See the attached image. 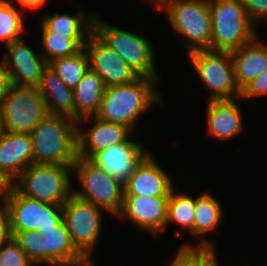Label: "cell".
Returning <instances> with one entry per match:
<instances>
[{"mask_svg": "<svg viewBox=\"0 0 267 266\" xmlns=\"http://www.w3.org/2000/svg\"><path fill=\"white\" fill-rule=\"evenodd\" d=\"M158 83L160 81L156 79L139 76L131 83L106 87L95 117L127 126L134 132L142 114L148 112L151 106L164 103Z\"/></svg>", "mask_w": 267, "mask_h": 266, "instance_id": "6da1fadb", "label": "cell"}, {"mask_svg": "<svg viewBox=\"0 0 267 266\" xmlns=\"http://www.w3.org/2000/svg\"><path fill=\"white\" fill-rule=\"evenodd\" d=\"M77 122L48 115L30 133L33 163L73 165L77 158Z\"/></svg>", "mask_w": 267, "mask_h": 266, "instance_id": "7a4b0ae2", "label": "cell"}, {"mask_svg": "<svg viewBox=\"0 0 267 266\" xmlns=\"http://www.w3.org/2000/svg\"><path fill=\"white\" fill-rule=\"evenodd\" d=\"M211 50L232 52L251 42L258 34L248 18L242 0H209Z\"/></svg>", "mask_w": 267, "mask_h": 266, "instance_id": "3957f363", "label": "cell"}, {"mask_svg": "<svg viewBox=\"0 0 267 266\" xmlns=\"http://www.w3.org/2000/svg\"><path fill=\"white\" fill-rule=\"evenodd\" d=\"M95 14L93 20V32L136 72L138 76L156 79L161 78L157 73L155 47L145 37L134 31L123 30L100 20Z\"/></svg>", "mask_w": 267, "mask_h": 266, "instance_id": "277c9868", "label": "cell"}, {"mask_svg": "<svg viewBox=\"0 0 267 266\" xmlns=\"http://www.w3.org/2000/svg\"><path fill=\"white\" fill-rule=\"evenodd\" d=\"M73 165L33 163L14 181L23 196L63 205L73 195Z\"/></svg>", "mask_w": 267, "mask_h": 266, "instance_id": "5b68a950", "label": "cell"}, {"mask_svg": "<svg viewBox=\"0 0 267 266\" xmlns=\"http://www.w3.org/2000/svg\"><path fill=\"white\" fill-rule=\"evenodd\" d=\"M164 11L176 33L185 37L187 53L211 50L212 21L209 0H172Z\"/></svg>", "mask_w": 267, "mask_h": 266, "instance_id": "8992f818", "label": "cell"}, {"mask_svg": "<svg viewBox=\"0 0 267 266\" xmlns=\"http://www.w3.org/2000/svg\"><path fill=\"white\" fill-rule=\"evenodd\" d=\"M72 169L73 178L81 187L80 191L73 190V194L117 217L123 206V184L89 159L77 156Z\"/></svg>", "mask_w": 267, "mask_h": 266, "instance_id": "52a82bcc", "label": "cell"}, {"mask_svg": "<svg viewBox=\"0 0 267 266\" xmlns=\"http://www.w3.org/2000/svg\"><path fill=\"white\" fill-rule=\"evenodd\" d=\"M1 111L4 132L30 134L49 115L47 103L38 87L12 84Z\"/></svg>", "mask_w": 267, "mask_h": 266, "instance_id": "ba28073f", "label": "cell"}, {"mask_svg": "<svg viewBox=\"0 0 267 266\" xmlns=\"http://www.w3.org/2000/svg\"><path fill=\"white\" fill-rule=\"evenodd\" d=\"M187 55L197 77L210 90L208 101L241 98L231 52L197 50Z\"/></svg>", "mask_w": 267, "mask_h": 266, "instance_id": "9c48e42d", "label": "cell"}, {"mask_svg": "<svg viewBox=\"0 0 267 266\" xmlns=\"http://www.w3.org/2000/svg\"><path fill=\"white\" fill-rule=\"evenodd\" d=\"M63 220L76 249L94 266L93 251L99 243L103 226V209L74 194L62 205Z\"/></svg>", "mask_w": 267, "mask_h": 266, "instance_id": "30bf717a", "label": "cell"}, {"mask_svg": "<svg viewBox=\"0 0 267 266\" xmlns=\"http://www.w3.org/2000/svg\"><path fill=\"white\" fill-rule=\"evenodd\" d=\"M10 232L27 230L47 232L63 221L62 205L38 201L13 188L7 200Z\"/></svg>", "mask_w": 267, "mask_h": 266, "instance_id": "8fae6325", "label": "cell"}, {"mask_svg": "<svg viewBox=\"0 0 267 266\" xmlns=\"http://www.w3.org/2000/svg\"><path fill=\"white\" fill-rule=\"evenodd\" d=\"M91 126H85L87 122ZM83 125V126H82ZM133 131L127 126L107 122L97 117H88L77 121V156L90 159L100 150L126 142Z\"/></svg>", "mask_w": 267, "mask_h": 266, "instance_id": "7c38bea8", "label": "cell"}, {"mask_svg": "<svg viewBox=\"0 0 267 266\" xmlns=\"http://www.w3.org/2000/svg\"><path fill=\"white\" fill-rule=\"evenodd\" d=\"M89 68L97 73L105 86L128 84L139 76L113 49L107 46L94 32L85 45Z\"/></svg>", "mask_w": 267, "mask_h": 266, "instance_id": "4fadbf2b", "label": "cell"}, {"mask_svg": "<svg viewBox=\"0 0 267 266\" xmlns=\"http://www.w3.org/2000/svg\"><path fill=\"white\" fill-rule=\"evenodd\" d=\"M169 197L124 196L120 221L128 219L142 231L152 236L165 232Z\"/></svg>", "mask_w": 267, "mask_h": 266, "instance_id": "5bb4252c", "label": "cell"}, {"mask_svg": "<svg viewBox=\"0 0 267 266\" xmlns=\"http://www.w3.org/2000/svg\"><path fill=\"white\" fill-rule=\"evenodd\" d=\"M5 48L1 63L10 74L12 84L37 87L48 65L41 53H36L23 38L12 41Z\"/></svg>", "mask_w": 267, "mask_h": 266, "instance_id": "9a60e30c", "label": "cell"}, {"mask_svg": "<svg viewBox=\"0 0 267 266\" xmlns=\"http://www.w3.org/2000/svg\"><path fill=\"white\" fill-rule=\"evenodd\" d=\"M132 137L134 138L131 136L126 142L100 150L89 160L124 184L150 154L143 143L134 142Z\"/></svg>", "mask_w": 267, "mask_h": 266, "instance_id": "2e32d148", "label": "cell"}, {"mask_svg": "<svg viewBox=\"0 0 267 266\" xmlns=\"http://www.w3.org/2000/svg\"><path fill=\"white\" fill-rule=\"evenodd\" d=\"M173 181L150 153L123 184L124 196L170 197Z\"/></svg>", "mask_w": 267, "mask_h": 266, "instance_id": "e0dca14e", "label": "cell"}, {"mask_svg": "<svg viewBox=\"0 0 267 266\" xmlns=\"http://www.w3.org/2000/svg\"><path fill=\"white\" fill-rule=\"evenodd\" d=\"M207 135L210 139L230 141L245 129L237 99L207 100Z\"/></svg>", "mask_w": 267, "mask_h": 266, "instance_id": "ac0fdd59", "label": "cell"}, {"mask_svg": "<svg viewBox=\"0 0 267 266\" xmlns=\"http://www.w3.org/2000/svg\"><path fill=\"white\" fill-rule=\"evenodd\" d=\"M42 235L43 266H94L72 243L64 220Z\"/></svg>", "mask_w": 267, "mask_h": 266, "instance_id": "d6986e66", "label": "cell"}, {"mask_svg": "<svg viewBox=\"0 0 267 266\" xmlns=\"http://www.w3.org/2000/svg\"><path fill=\"white\" fill-rule=\"evenodd\" d=\"M33 164L30 134L2 132L0 135V172L15 181Z\"/></svg>", "mask_w": 267, "mask_h": 266, "instance_id": "ffe728a7", "label": "cell"}, {"mask_svg": "<svg viewBox=\"0 0 267 266\" xmlns=\"http://www.w3.org/2000/svg\"><path fill=\"white\" fill-rule=\"evenodd\" d=\"M223 209L219 200L210 192H202L195 196V216L193 221V236L199 238L195 245L183 243L180 247L216 248L214 240L208 236L215 232L222 224ZM207 236V237H206Z\"/></svg>", "mask_w": 267, "mask_h": 266, "instance_id": "44dd1931", "label": "cell"}, {"mask_svg": "<svg viewBox=\"0 0 267 266\" xmlns=\"http://www.w3.org/2000/svg\"><path fill=\"white\" fill-rule=\"evenodd\" d=\"M259 36L231 52L235 81L240 91L267 67V44L261 43Z\"/></svg>", "mask_w": 267, "mask_h": 266, "instance_id": "7402d4cb", "label": "cell"}, {"mask_svg": "<svg viewBox=\"0 0 267 266\" xmlns=\"http://www.w3.org/2000/svg\"><path fill=\"white\" fill-rule=\"evenodd\" d=\"M44 97L50 115H60L75 121L73 89L67 87L48 64L37 86Z\"/></svg>", "mask_w": 267, "mask_h": 266, "instance_id": "603a6c76", "label": "cell"}, {"mask_svg": "<svg viewBox=\"0 0 267 266\" xmlns=\"http://www.w3.org/2000/svg\"><path fill=\"white\" fill-rule=\"evenodd\" d=\"M105 89L103 79L89 68L73 89L76 122L97 115Z\"/></svg>", "mask_w": 267, "mask_h": 266, "instance_id": "cb8c5ba5", "label": "cell"}, {"mask_svg": "<svg viewBox=\"0 0 267 266\" xmlns=\"http://www.w3.org/2000/svg\"><path fill=\"white\" fill-rule=\"evenodd\" d=\"M79 8L76 14L54 12L51 15H43L41 23L51 32L67 35V38H88L93 32L94 13H88Z\"/></svg>", "mask_w": 267, "mask_h": 266, "instance_id": "d4e9b609", "label": "cell"}, {"mask_svg": "<svg viewBox=\"0 0 267 266\" xmlns=\"http://www.w3.org/2000/svg\"><path fill=\"white\" fill-rule=\"evenodd\" d=\"M40 47H43L41 55L47 63L56 58L70 56L80 52L86 45L88 38H67V35H60L49 31L41 23Z\"/></svg>", "mask_w": 267, "mask_h": 266, "instance_id": "484cf974", "label": "cell"}, {"mask_svg": "<svg viewBox=\"0 0 267 266\" xmlns=\"http://www.w3.org/2000/svg\"><path fill=\"white\" fill-rule=\"evenodd\" d=\"M48 64L67 87L74 89L89 69V57L83 48L76 54L56 58Z\"/></svg>", "mask_w": 267, "mask_h": 266, "instance_id": "4316f807", "label": "cell"}, {"mask_svg": "<svg viewBox=\"0 0 267 266\" xmlns=\"http://www.w3.org/2000/svg\"><path fill=\"white\" fill-rule=\"evenodd\" d=\"M195 216V197L177 193L175 189L171 192L168 200L167 221L165 231L168 225L173 222L183 230H187L193 235V221Z\"/></svg>", "mask_w": 267, "mask_h": 266, "instance_id": "83f0119b", "label": "cell"}, {"mask_svg": "<svg viewBox=\"0 0 267 266\" xmlns=\"http://www.w3.org/2000/svg\"><path fill=\"white\" fill-rule=\"evenodd\" d=\"M21 14L15 3L0 0V41L4 46L24 35L26 26Z\"/></svg>", "mask_w": 267, "mask_h": 266, "instance_id": "f1b7e54d", "label": "cell"}, {"mask_svg": "<svg viewBox=\"0 0 267 266\" xmlns=\"http://www.w3.org/2000/svg\"><path fill=\"white\" fill-rule=\"evenodd\" d=\"M217 249L178 247L169 266H209L217 258Z\"/></svg>", "mask_w": 267, "mask_h": 266, "instance_id": "f546056e", "label": "cell"}, {"mask_svg": "<svg viewBox=\"0 0 267 266\" xmlns=\"http://www.w3.org/2000/svg\"><path fill=\"white\" fill-rule=\"evenodd\" d=\"M10 233L29 259L36 266H43V235L34 230Z\"/></svg>", "mask_w": 267, "mask_h": 266, "instance_id": "4dcf8cb0", "label": "cell"}, {"mask_svg": "<svg viewBox=\"0 0 267 266\" xmlns=\"http://www.w3.org/2000/svg\"><path fill=\"white\" fill-rule=\"evenodd\" d=\"M0 266H36L21 249L19 244L10 237L0 245Z\"/></svg>", "mask_w": 267, "mask_h": 266, "instance_id": "1f68e13d", "label": "cell"}, {"mask_svg": "<svg viewBox=\"0 0 267 266\" xmlns=\"http://www.w3.org/2000/svg\"><path fill=\"white\" fill-rule=\"evenodd\" d=\"M246 14L250 21L257 27L267 24V0H242Z\"/></svg>", "mask_w": 267, "mask_h": 266, "instance_id": "d6a6232c", "label": "cell"}, {"mask_svg": "<svg viewBox=\"0 0 267 266\" xmlns=\"http://www.w3.org/2000/svg\"><path fill=\"white\" fill-rule=\"evenodd\" d=\"M267 94V67L242 91L240 99H249Z\"/></svg>", "mask_w": 267, "mask_h": 266, "instance_id": "836d02e7", "label": "cell"}, {"mask_svg": "<svg viewBox=\"0 0 267 266\" xmlns=\"http://www.w3.org/2000/svg\"><path fill=\"white\" fill-rule=\"evenodd\" d=\"M11 237L7 201L0 202V245Z\"/></svg>", "mask_w": 267, "mask_h": 266, "instance_id": "e575fe53", "label": "cell"}, {"mask_svg": "<svg viewBox=\"0 0 267 266\" xmlns=\"http://www.w3.org/2000/svg\"><path fill=\"white\" fill-rule=\"evenodd\" d=\"M11 85L12 82L10 74L5 66L0 62V109Z\"/></svg>", "mask_w": 267, "mask_h": 266, "instance_id": "d590c367", "label": "cell"}, {"mask_svg": "<svg viewBox=\"0 0 267 266\" xmlns=\"http://www.w3.org/2000/svg\"><path fill=\"white\" fill-rule=\"evenodd\" d=\"M14 188V181L3 172H0V202L7 201Z\"/></svg>", "mask_w": 267, "mask_h": 266, "instance_id": "8d00e7d4", "label": "cell"}, {"mask_svg": "<svg viewBox=\"0 0 267 266\" xmlns=\"http://www.w3.org/2000/svg\"><path fill=\"white\" fill-rule=\"evenodd\" d=\"M8 1L13 2L12 0ZM15 1L17 2L16 5L20 4L22 8L25 9L27 8L33 11L42 8L47 2V0H15Z\"/></svg>", "mask_w": 267, "mask_h": 266, "instance_id": "74e56055", "label": "cell"}, {"mask_svg": "<svg viewBox=\"0 0 267 266\" xmlns=\"http://www.w3.org/2000/svg\"><path fill=\"white\" fill-rule=\"evenodd\" d=\"M149 4H152L155 8L160 9L167 4L168 2L172 1V0H144Z\"/></svg>", "mask_w": 267, "mask_h": 266, "instance_id": "f35d334b", "label": "cell"}, {"mask_svg": "<svg viewBox=\"0 0 267 266\" xmlns=\"http://www.w3.org/2000/svg\"><path fill=\"white\" fill-rule=\"evenodd\" d=\"M218 257L209 266H220Z\"/></svg>", "mask_w": 267, "mask_h": 266, "instance_id": "ab89813d", "label": "cell"}, {"mask_svg": "<svg viewBox=\"0 0 267 266\" xmlns=\"http://www.w3.org/2000/svg\"><path fill=\"white\" fill-rule=\"evenodd\" d=\"M2 119H1V111H0V135L2 134Z\"/></svg>", "mask_w": 267, "mask_h": 266, "instance_id": "60d3db41", "label": "cell"}]
</instances>
